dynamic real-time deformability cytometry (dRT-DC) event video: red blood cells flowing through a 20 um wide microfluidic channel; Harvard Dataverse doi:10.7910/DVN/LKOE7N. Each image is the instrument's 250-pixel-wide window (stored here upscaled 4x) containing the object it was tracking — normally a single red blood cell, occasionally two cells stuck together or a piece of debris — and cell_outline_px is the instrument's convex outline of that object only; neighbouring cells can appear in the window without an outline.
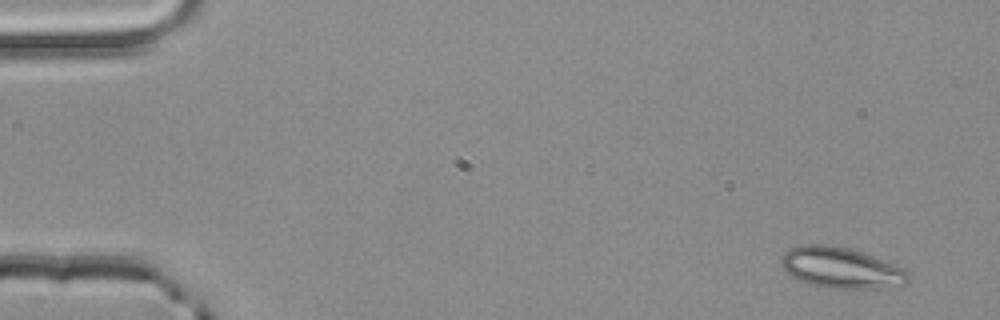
{"species": "common noctule bat (a hibernating species)", "species_latin": "Nyctalus noctula", "temperature_condition": "room temperature", "stored_images_in_passage": 4, "camera_frame_rate_fps": 3000, "um_per_image_px": 0.085, "animal": {"sex": "male", "body_mass_g": 20.4}, "frame": {"image": 1, "passage_image": 1, "time_ms": 0.0, "image_size_px": [1000, 320], "cell_outline_px": [[912, 272], [908, 284], [880, 288], [828, 288], [812, 284], [800, 280], [792, 276], [780, 264], [780, 260], [784, 252], [788, 248], [800, 244], [824, 244], [848, 248], [884, 260], [904, 268]], "centroid_in_image_um": [71.52, 22.76], "position_along_channel_um": 13.5, "area_um2": 30.35}}